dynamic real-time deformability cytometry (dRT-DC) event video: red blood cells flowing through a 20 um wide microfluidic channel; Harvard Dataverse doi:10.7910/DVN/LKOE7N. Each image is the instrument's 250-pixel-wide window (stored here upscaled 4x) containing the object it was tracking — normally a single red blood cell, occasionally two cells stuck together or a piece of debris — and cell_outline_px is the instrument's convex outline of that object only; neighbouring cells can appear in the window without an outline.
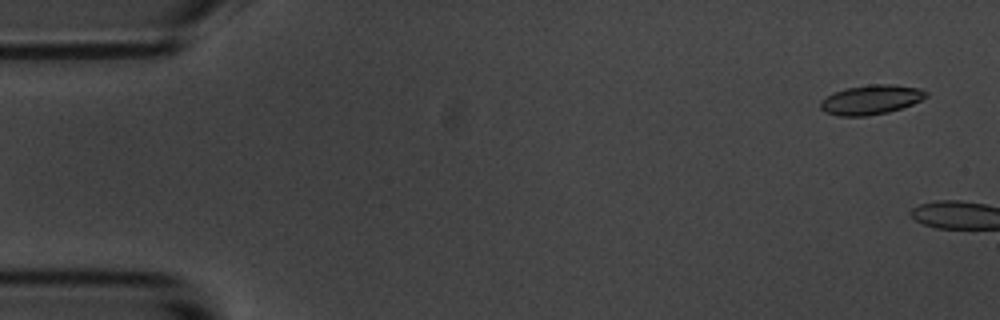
{"species": "common noctule bat (a hibernating species)", "species_latin": "Nyctalus noctula", "temperature_condition": "room temperature", "stored_images_in_passage": 5, "camera_frame_rate_fps": 3000, "um_per_image_px": 0.085, "animal": {"sex": "male", "body_mass_g": 20.1, "forearm_length_mm": 53.5}, "frame": {"image": 1, "passage_image": 3, "time_ms": 0.667, "image_size_px": [1000, 320], "cell_outline_px": [[928, 96], [912, 104], [888, 112], [864, 116], [840, 116], [824, 112], [820, 108], [820, 100], [832, 92], [844, 88], [872, 84], [892, 84], [920, 88], [928, 92]], "centroid_in_image_um": [74.0, 8.46], "position_along_channel_um": 11.0, "area_um2": 18.26}}